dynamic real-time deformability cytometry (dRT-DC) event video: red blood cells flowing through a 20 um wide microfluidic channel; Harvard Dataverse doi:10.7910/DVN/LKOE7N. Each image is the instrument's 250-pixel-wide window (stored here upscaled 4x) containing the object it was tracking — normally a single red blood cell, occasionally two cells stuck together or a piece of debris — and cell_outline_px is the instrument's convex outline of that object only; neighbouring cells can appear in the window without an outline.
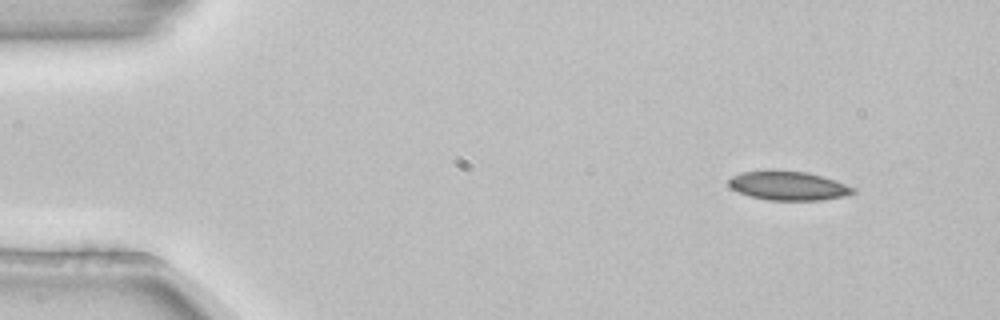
{"species": "common noctule bat (a hibernating species)", "species_latin": "Nyctalus noctula", "temperature_condition": "room temperature", "stored_images_in_passage": 3, "camera_frame_rate_fps": 3000, "um_per_image_px": 0.085, "animal": {"sex": "female", "body_mass_g": 22.7, "forearm_length_mm": 54.2}, "frame": {"image": 1, "passage_image": 1, "time_ms": 0.0, "image_size_px": [1000, 320], "cell_outline_px": [[856, 192], [844, 196], [820, 200], [768, 200], [752, 196], [740, 192], [732, 188], [728, 184], [728, 180], [732, 176], [740, 172], [768, 168], [808, 172], [836, 180], [856, 188]], "centroid_in_image_um": [67.0, 15.75], "position_along_channel_um": 18.0, "area_um2": 21.44}}